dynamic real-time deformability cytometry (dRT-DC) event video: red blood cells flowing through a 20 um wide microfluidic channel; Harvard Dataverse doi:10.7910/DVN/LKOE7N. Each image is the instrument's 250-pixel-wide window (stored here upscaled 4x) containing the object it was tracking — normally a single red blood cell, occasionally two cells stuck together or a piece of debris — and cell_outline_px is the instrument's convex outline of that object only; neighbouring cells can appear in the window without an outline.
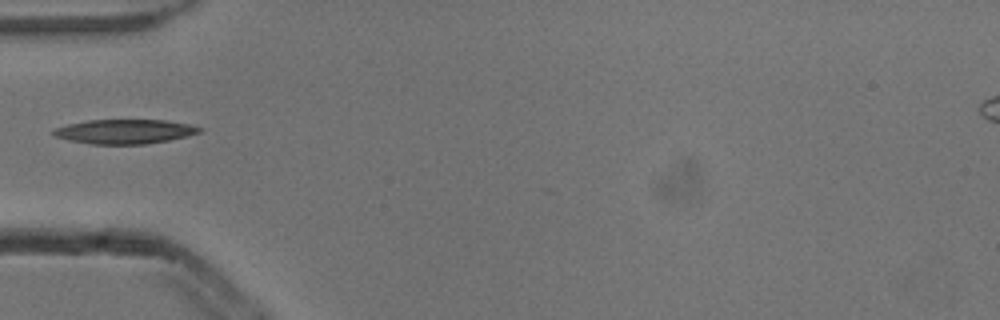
{"species": "common noctule bat (a hibernating species)", "species_latin": "Nyctalus noctula", "temperature_condition": "cold", "stored_images_in_passage": 2, "camera_frame_rate_fps": 3000, "um_per_image_px": 0.085, "animal": {"sex": "male", "body_mass_g": 13.3}, "frame": {"image": 1, "passage_image": 1, "time_ms": 0.0, "image_size_px": [1000, 320], "cell_outline_px": [[204, 128], [200, 132], [168, 140], [144, 144], [92, 144], [68, 140], [52, 136], [52, 132], [56, 128], [68, 124], [88, 120], [164, 120], [192, 124]], "centroid_in_image_um": [10.59, 11.17], "position_along_channel_um": 74.4, "area_um2": 20.69}}